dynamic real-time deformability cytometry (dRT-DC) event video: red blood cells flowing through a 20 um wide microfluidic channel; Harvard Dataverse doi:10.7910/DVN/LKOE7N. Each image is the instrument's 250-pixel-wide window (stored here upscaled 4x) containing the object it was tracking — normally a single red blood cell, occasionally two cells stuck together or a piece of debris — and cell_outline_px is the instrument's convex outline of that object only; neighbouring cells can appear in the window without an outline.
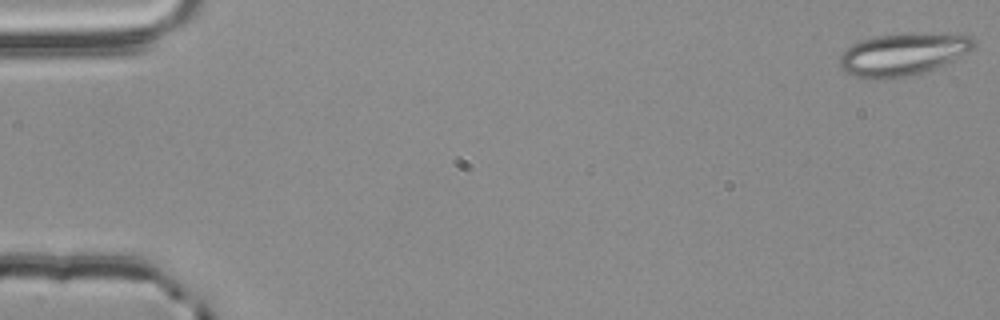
{"species": "common noctule bat (a hibernating species)", "species_latin": "Nyctalus noctula", "temperature_condition": "room temperature", "stored_images_in_passage": 15, "camera_frame_rate_fps": 3000, "um_per_image_px": 0.085, "animal": {"sex": "male", "body_mass_g": 20.4}, "frame": {"image": 1, "passage_image": 1, "time_ms": 0.0, "image_size_px": [1000, 320], "cell_outline_px": [[976, 44], [968, 52], [936, 68], [904, 76], [880, 80], [864, 80], [840, 68], [840, 56], [852, 44], [860, 40], [876, 36], [944, 32], [968, 32], [976, 40]], "centroid_in_image_um": [76.82, 4.59], "position_along_channel_um": 8.2, "area_um2": 33.41}}